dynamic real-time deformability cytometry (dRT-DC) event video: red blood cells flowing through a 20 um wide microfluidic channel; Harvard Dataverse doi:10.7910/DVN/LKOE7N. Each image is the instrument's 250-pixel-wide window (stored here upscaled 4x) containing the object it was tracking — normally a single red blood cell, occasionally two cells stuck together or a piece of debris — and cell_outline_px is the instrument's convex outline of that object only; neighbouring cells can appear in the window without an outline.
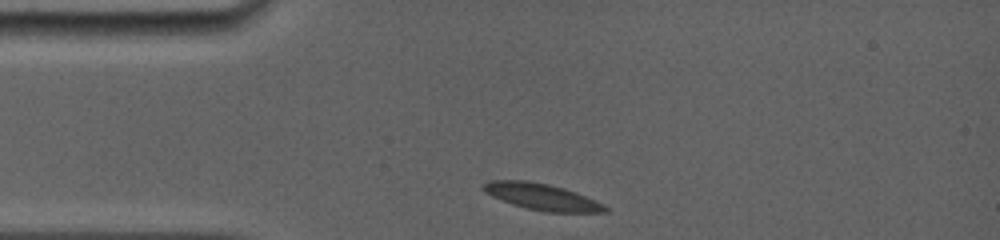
{"species": "common noctule bat (a hibernating species)", "species_latin": "Nyctalus noctula", "temperature_condition": "room temperature", "stored_images_in_passage": 33, "camera_frame_rate_fps": 5000, "um_per_image_px": 0.085, "animal": {"sex": "female", "body_mass_g": 19.0, "forearm_length_mm": 56.7}, "frame": {"image": 1, "passage_image": 1, "time_ms": 0.0, "image_size_px": [1000, 240], "cell_outline_px": [[608, 212], [544, 212], [512, 204], [492, 196], [484, 192], [480, 188], [480, 184], [488, 180], [528, 180], [548, 184], [564, 188], [576, 192], [604, 204], [608, 208]], "centroid_in_image_um": [46.01, 16.71], "position_along_channel_um": 39.0, "area_um2": 18.9}}
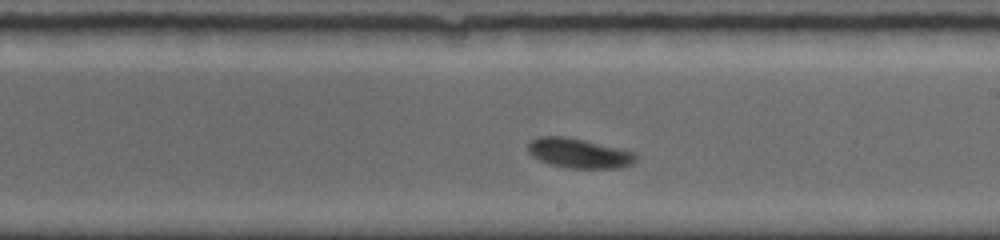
{"frame": {"image": 2, "passage_image": 19, "time_ms": 5.8, "image_size_px": [1000, 240], "cell_outline_px": [[636, 160], [632, 164], [620, 168], [572, 168], [548, 164], [532, 156], [528, 152], [528, 144], [532, 140], [540, 136], [568, 136], [636, 152]], "centroid_in_image_um": [49.22, 13.02], "position_along_channel_um": 239.8, "area_um2": 18.73}}
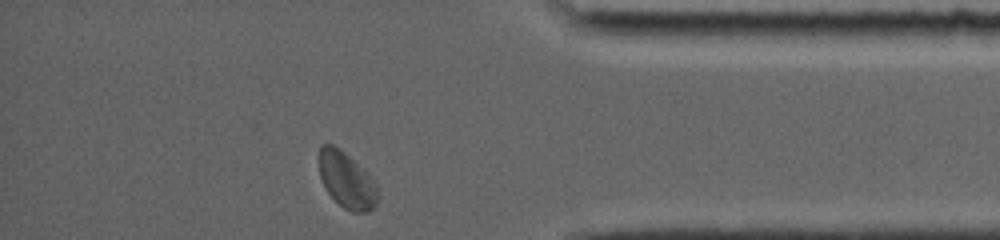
{"frame": {"image": 3, "passage_image": 33, "time_ms": 10.4, "image_size_px": [1000, 240], "cell_outline_px": [[376, 204], [368, 212], [352, 212], [344, 208], [328, 192], [320, 176], [320, 148], [324, 144], [332, 144], [340, 148], [376, 184]], "centroid_in_image_um": [29.44, 15.33], "position_along_channel_um": 405.8, "area_um2": 18.26}, "authors_computed_cell_mechanics": {"area_um2": 18.7272, "velocity_mm_per_s": 3.8431, "shape_relaxation_time_tau1_ms": 2.341, "shape_relaxation_time_tau2_ms": 4.8538, "deformation_change_tau1": 0.0626, "deformation_change_tau2": 0.0588}}